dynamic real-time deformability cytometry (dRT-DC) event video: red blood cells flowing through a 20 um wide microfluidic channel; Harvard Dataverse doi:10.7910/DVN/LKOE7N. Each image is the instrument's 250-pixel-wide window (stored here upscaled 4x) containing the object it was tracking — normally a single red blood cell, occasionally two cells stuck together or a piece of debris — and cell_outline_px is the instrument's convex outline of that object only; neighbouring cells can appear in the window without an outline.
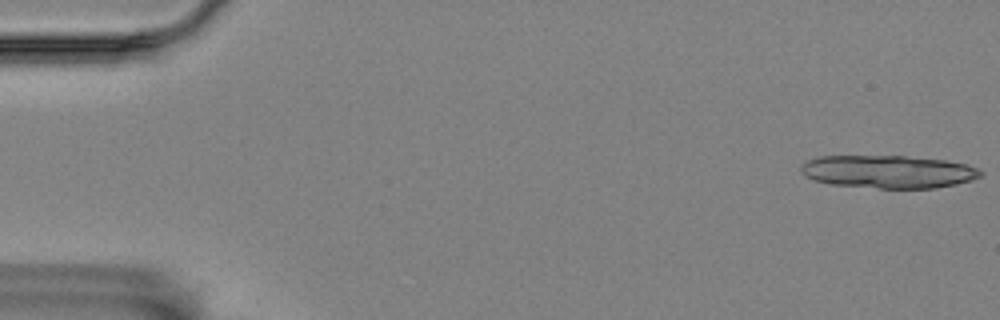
{"species": "Egyptian fruit bat (a non-hibernating species)", "species_latin": "Rousettus aegyptiacus", "temperature_condition": "room temperature", "stored_images_in_passage": 16, "camera_frame_rate_fps": 3000, "um_per_image_px": 0.085, "animal": {"sex": "female"}, "frame": {"image": 1, "passage_image": 1, "time_ms": 0.0, "image_size_px": [1000, 320], "cell_outline_px": [[984, 172], [980, 176], [972, 180], [956, 184], [936, 188], [880, 188], [832, 184], [812, 180], [804, 176], [800, 172], [800, 168], [808, 160], [820, 156], [904, 156], [944, 160], [968, 164]], "centroid_in_image_um": [75.5, 14.59], "position_along_channel_um": 9.5, "area_um2": 34.39}}